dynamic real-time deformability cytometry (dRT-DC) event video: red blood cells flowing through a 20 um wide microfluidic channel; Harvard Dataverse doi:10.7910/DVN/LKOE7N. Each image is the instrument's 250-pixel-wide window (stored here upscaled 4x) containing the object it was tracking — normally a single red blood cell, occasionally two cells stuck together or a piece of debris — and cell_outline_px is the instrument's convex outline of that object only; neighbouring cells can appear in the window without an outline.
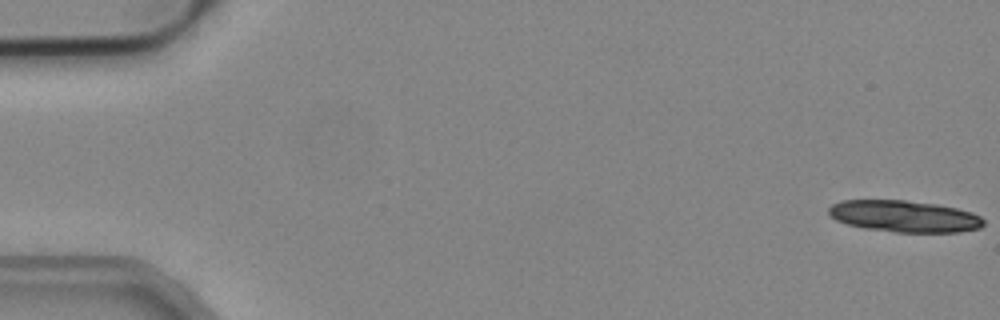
{"species": "common noctule bat (a hibernating species)", "species_latin": "Nyctalus noctula", "temperature_condition": "cold", "stored_images_in_passage": 21, "camera_frame_rate_fps": 3000, "um_per_image_px": 0.085, "animal": {"sex": "male", "body_mass_g": 19.2, "forearm_length_mm": 51.8}, "frame": {"image": 1, "passage_image": 1, "time_ms": 0.0, "image_size_px": [1000, 320], "cell_outline_px": [[984, 224], [980, 228], [960, 232], [896, 232], [864, 228], [848, 224], [836, 220], [828, 212], [828, 208], [832, 204], [840, 200], [904, 200], [936, 204], [956, 208], [972, 212], [980, 216], [984, 220]], "centroid_in_image_um": [76.87, 18.38], "position_along_channel_um": 8.1, "area_um2": 28.55}}
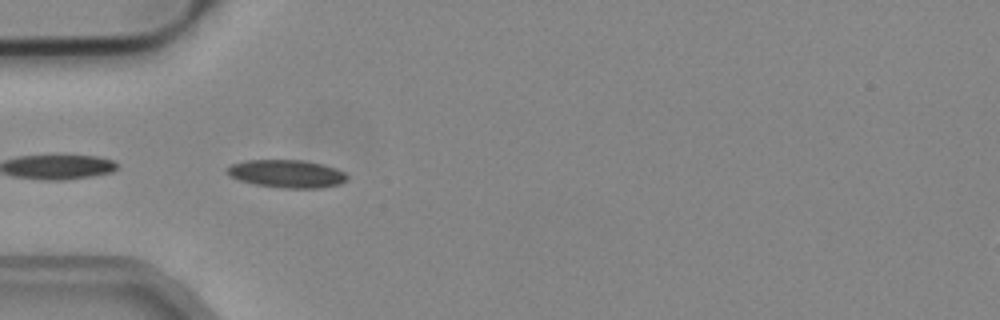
{"frame": {"image": 2, "passage_image": 17, "time_ms": 5.333, "image_size_px": [1000, 320], "cell_outline_px": [[348, 180], [340, 184], [320, 188], [284, 188], [256, 184], [240, 180], [228, 176], [224, 172], [232, 164], [248, 160], [304, 160], [324, 164], [336, 168], [344, 172], [348, 176]], "centroid_in_image_um": [24.4, 14.76], "position_along_channel_um": 60.6, "area_um2": 19.59}}